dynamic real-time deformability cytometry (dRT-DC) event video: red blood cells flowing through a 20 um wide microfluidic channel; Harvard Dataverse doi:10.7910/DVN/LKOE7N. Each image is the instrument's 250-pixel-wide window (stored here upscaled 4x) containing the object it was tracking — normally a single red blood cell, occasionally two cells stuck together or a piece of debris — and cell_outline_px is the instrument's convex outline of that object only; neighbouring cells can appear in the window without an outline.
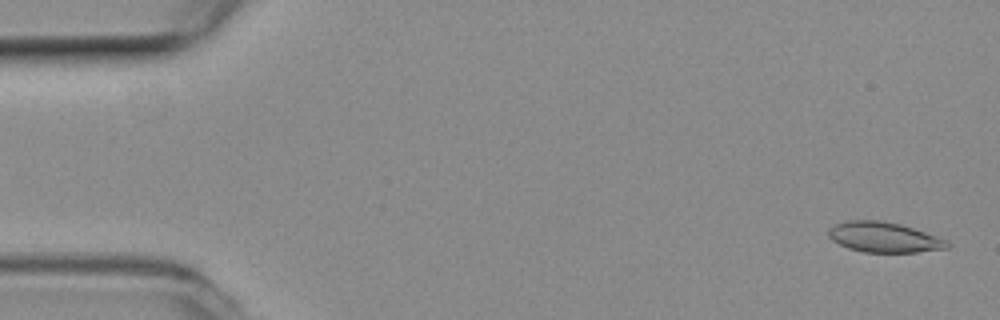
{"species": "common noctule bat (a hibernating species)", "species_latin": "Nyctalus noctula", "temperature_condition": "room temperature", "stored_images_in_passage": 5, "segment_of_instrument_passage": [2, 2], "camera_frame_rate_fps": 3000, "um_per_image_px": 0.085, "animal": {"sex": "female", "body_mass_g": 19.3, "forearm_length_mm": 54.1}, "frame": {"image": 1, "passage_image": 5, "time_ms": 1.333, "image_size_px": [1000, 320], "cell_outline_px": [[952, 244], [948, 248], [916, 252], [864, 252], [848, 248], [832, 240], [828, 236], [828, 228], [836, 224], [848, 220], [880, 220], [900, 224], [948, 240]], "centroid_in_image_um": [75.14, 20.16], "position_along_channel_um": 9.9, "area_um2": 20.87}}